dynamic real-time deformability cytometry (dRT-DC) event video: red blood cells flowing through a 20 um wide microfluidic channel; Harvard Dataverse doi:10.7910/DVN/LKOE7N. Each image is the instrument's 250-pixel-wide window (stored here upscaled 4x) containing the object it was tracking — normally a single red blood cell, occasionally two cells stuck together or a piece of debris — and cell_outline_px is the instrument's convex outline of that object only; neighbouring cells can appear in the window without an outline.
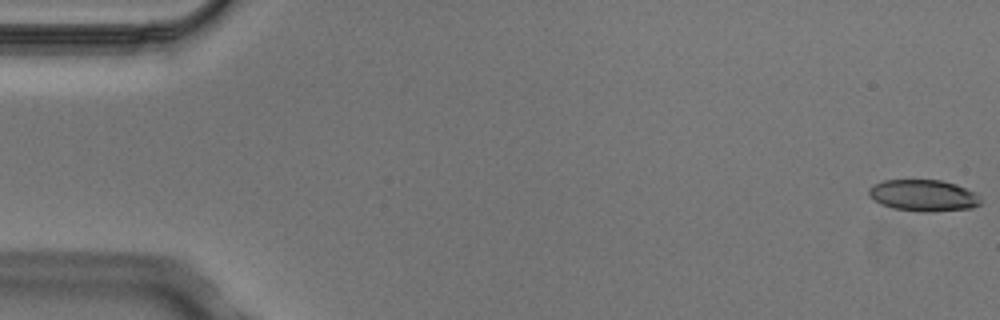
{"species": "Egyptian fruit bat (a non-hibernating species)", "species_latin": "Rousettus aegyptiacus", "temperature_condition": "cold", "stored_images_in_passage": 5, "camera_frame_rate_fps": 3000, "um_per_image_px": 0.085, "animal": {"sex": "male"}, "frame": {"image": 1, "passage_image": 1, "time_ms": 0.0, "image_size_px": [1000, 320], "cell_outline_px": [[984, 200], [980, 204], [972, 208], [932, 212], [920, 212], [892, 208], [880, 204], [872, 200], [868, 196], [868, 188], [872, 184], [884, 180], [940, 180], [956, 184], [976, 192]], "centroid_in_image_um": [78.49, 16.62], "position_along_channel_um": 6.5, "area_um2": 21.04}}
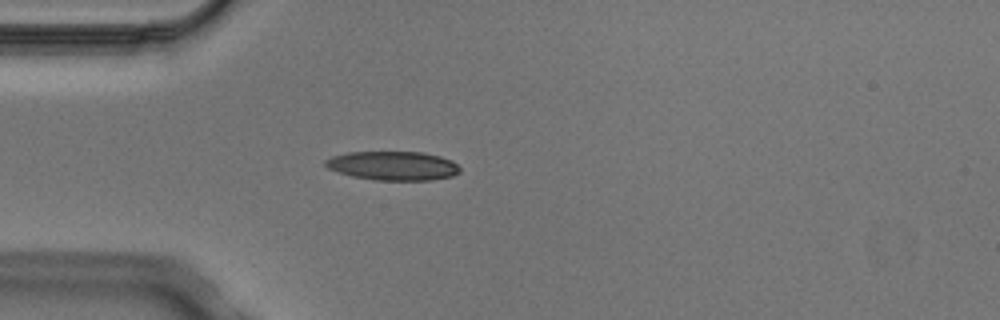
{"frame": {"image": 2, "passage_image": 5, "time_ms": 1.333, "image_size_px": [1000, 320], "cell_outline_px": [[460, 172], [452, 176], [432, 180], [376, 180], [352, 176], [328, 168], [324, 164], [324, 160], [332, 156], [348, 152], [424, 152], [440, 156], [452, 160], [460, 168]], "centroid_in_image_um": [33.42, 14.08], "position_along_channel_um": 51.6, "area_um2": 22.72}}